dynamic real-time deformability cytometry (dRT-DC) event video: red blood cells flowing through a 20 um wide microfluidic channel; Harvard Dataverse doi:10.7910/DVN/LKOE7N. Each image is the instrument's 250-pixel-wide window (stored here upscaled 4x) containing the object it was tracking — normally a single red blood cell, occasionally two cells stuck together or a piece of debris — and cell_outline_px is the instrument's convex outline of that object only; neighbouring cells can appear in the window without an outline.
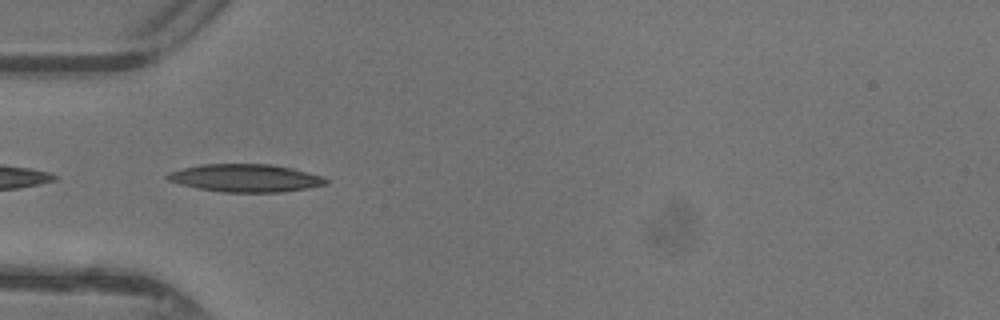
{"species": "common noctule bat (a hibernating species)", "species_latin": "Nyctalus noctula", "temperature_condition": "warm", "stored_images_in_passage": 19, "camera_frame_rate_fps": 3000, "um_per_image_px": 0.085, "animal": {"sex": "female"}, "frame": {"image": 1, "passage_image": 5, "time_ms": 1.333, "image_size_px": [1000, 320], "cell_outline_px": [[328, 184], [308, 188], [280, 192], [220, 192], [180, 184], [168, 180], [164, 176], [168, 172], [200, 164], [272, 164], [292, 168], [324, 176], [328, 180]], "centroid_in_image_um": [20.89, 15.13], "position_along_channel_um": 64.1, "area_um2": 25.72}}
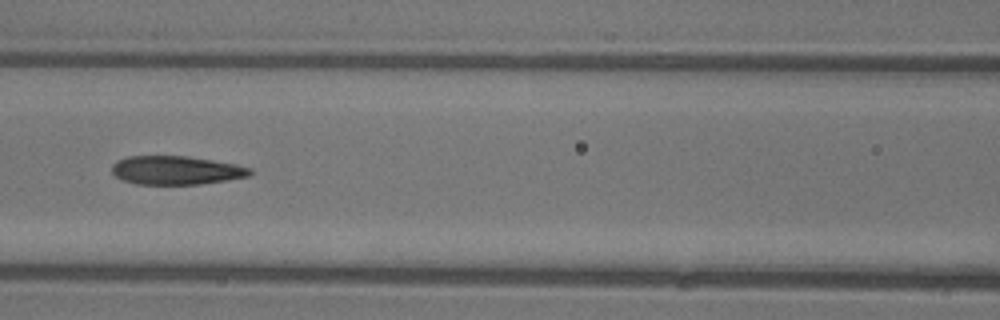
{"frame": {"image": 2, "passage_image": 11, "time_ms": 3.333, "image_size_px": [1000, 320], "cell_outline_px": [[252, 172], [248, 176], [200, 184], [136, 184], [124, 180], [116, 176], [112, 172], [112, 164], [116, 160], [128, 156], [188, 156], [236, 164], [252, 168]], "centroid_in_image_um": [14.95, 14.46], "position_along_channel_um": 151.7, "area_um2": 22.95}}
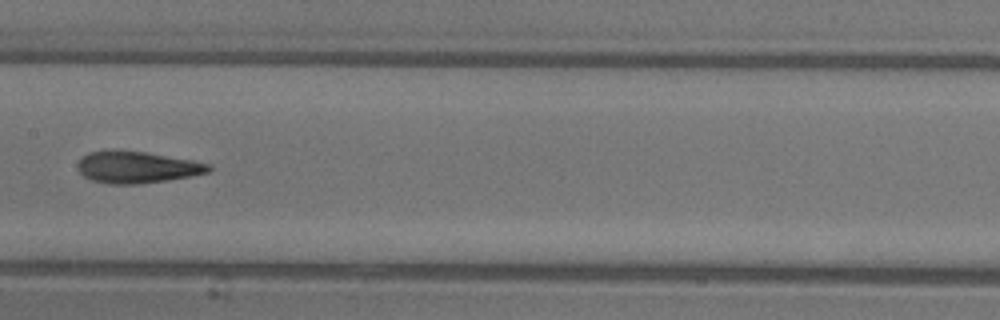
{"frame": {"image": 3, "passage_image": 14, "time_ms": 4.333, "image_size_px": [1000, 320], "cell_outline_px": [[212, 168], [208, 172], [192, 176], [168, 180], [136, 184], [108, 184], [92, 180], [84, 176], [80, 172], [76, 164], [88, 152], [112, 148], [144, 152], [192, 160], [212, 164]], "centroid_in_image_um": [11.62, 14.19], "position_along_channel_um": 195.8, "area_um2": 24.51}}